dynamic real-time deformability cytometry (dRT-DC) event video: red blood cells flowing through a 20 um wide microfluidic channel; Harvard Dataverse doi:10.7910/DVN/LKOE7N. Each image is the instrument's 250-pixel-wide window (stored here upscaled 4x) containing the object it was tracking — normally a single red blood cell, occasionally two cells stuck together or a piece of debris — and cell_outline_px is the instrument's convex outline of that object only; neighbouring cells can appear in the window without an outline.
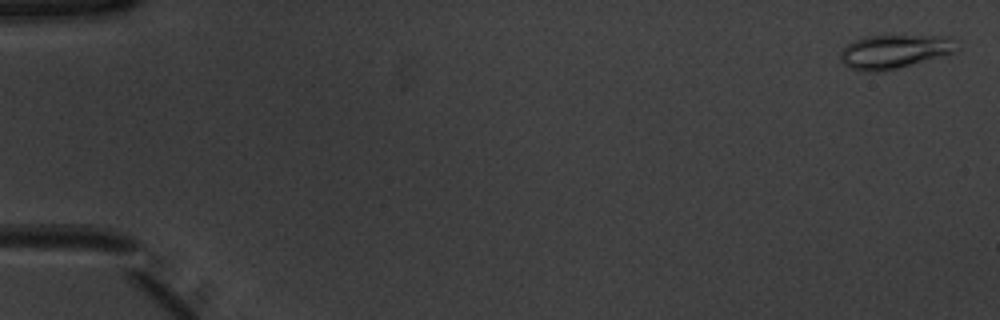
{"species": "common noctule bat (a hibernating species)", "species_latin": "Nyctalus noctula", "temperature_condition": "warm", "stored_images_in_passage": 53, "camera_frame_rate_fps": 3000, "um_per_image_px": 0.085, "animal": {"sex": "male", "body_mass_g": 20.1, "forearm_length_mm": 53.5}, "frame": {"image": 1, "passage_image": 2, "time_ms": 0.333, "image_size_px": [1000, 320], "cell_outline_px": [[952, 52], [884, 72], [868, 72], [852, 68], [844, 64], [840, 60], [840, 52], [848, 44], [856, 40], [868, 36], [948, 36], [952, 40]], "centroid_in_image_um": [75.9, 4.39], "position_along_channel_um": 9.1, "area_um2": 22.08}}
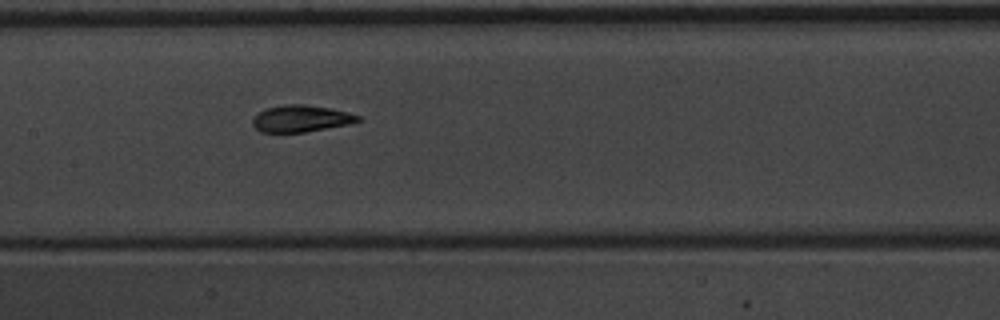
{"frame": {"image": 2, "passage_image": 27, "time_ms": 8.667, "image_size_px": [1000, 320], "cell_outline_px": [[364, 120], [352, 124], [304, 132], [260, 132], [252, 124], [252, 120], [264, 108], [284, 104], [304, 104], [328, 108], [348, 112], [360, 116]], "centroid_in_image_um": [25.62, 10.08], "position_along_channel_um": 181.8, "area_um2": 16.53}}
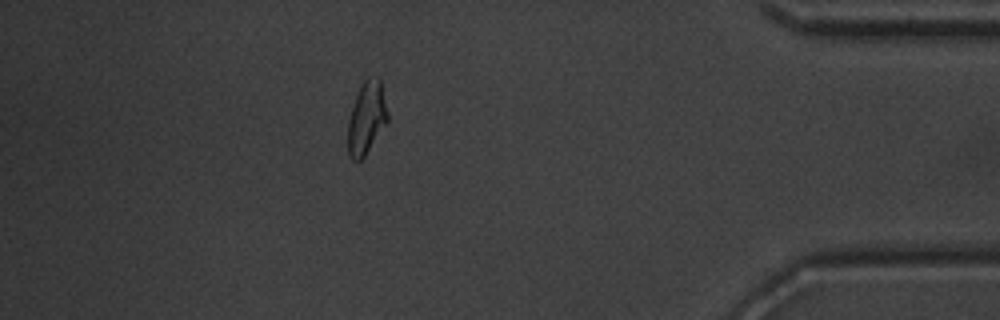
{"frame": {"image": 3, "passage_image": 47, "time_ms": 15.333, "image_size_px": [1000, 320], "cell_outline_px": [[388, 124], [364, 156], [356, 164], [348, 156], [348, 120], [356, 96], [364, 80], [368, 76], [380, 80], [388, 112]], "centroid_in_image_um": [31.16, 10.09], "position_along_channel_um": 404.0, "area_um2": 16.88}, "authors_computed_cell_mechanics": {"area_um2": 16.9932, "velocity_mm_per_s": 3.9172, "shape_relaxation_time_tau1_ms": 4.2571, "shape_relaxation_time_tau2_ms": 1.2106, "deformation_change_tau1": 0.1582, "deformation_change_tau2": 0.0534}}